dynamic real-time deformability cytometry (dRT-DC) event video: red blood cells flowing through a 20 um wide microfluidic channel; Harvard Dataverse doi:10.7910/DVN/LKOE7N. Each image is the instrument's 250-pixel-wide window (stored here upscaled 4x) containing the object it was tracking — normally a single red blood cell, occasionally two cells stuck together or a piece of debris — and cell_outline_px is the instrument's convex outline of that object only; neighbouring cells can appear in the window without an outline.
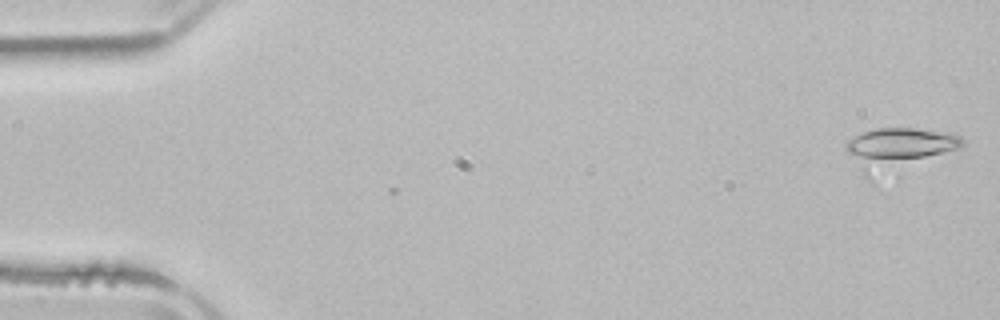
{"species": "common noctule bat (a hibernating species)", "species_latin": "Nyctalus noctula", "temperature_condition": "room temperature", "stored_images_in_passage": 7, "camera_frame_rate_fps": 3000, "um_per_image_px": 0.085, "animal": {"sex": "male", "body_mass_g": 21.5, "forearm_length_mm": 52.0}, "frame": {"image": 1, "passage_image": 1, "time_ms": 0.0, "image_size_px": [1000, 320], "cell_outline_px": [[964, 144], [960, 148], [876, 184], [868, 180], [864, 176], [844, 148], [844, 140], [864, 132], [876, 128], [916, 128], [952, 132], [960, 136], [964, 140]], "centroid_in_image_um": [76.34, 12.76], "position_along_channel_um": 8.7, "area_um2": 30.58}}
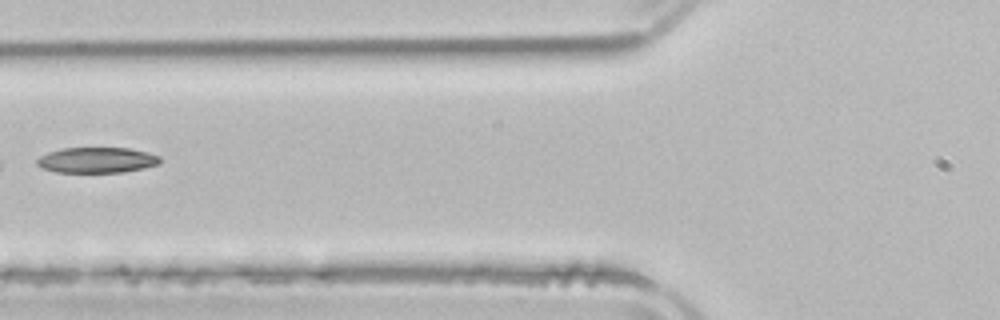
{"frame": {"image": 2, "passage_image": 6, "time_ms": 6.333, "image_size_px": [1000, 320], "cell_outline_px": [[160, 164], [144, 168], [124, 172], [56, 172], [44, 168], [36, 164], [36, 160], [40, 156], [48, 152], [64, 148], [128, 148], [148, 152], [160, 156]], "centroid_in_image_um": [8.26, 13.61], "position_along_channel_um": 117.5, "area_um2": 18.32}}
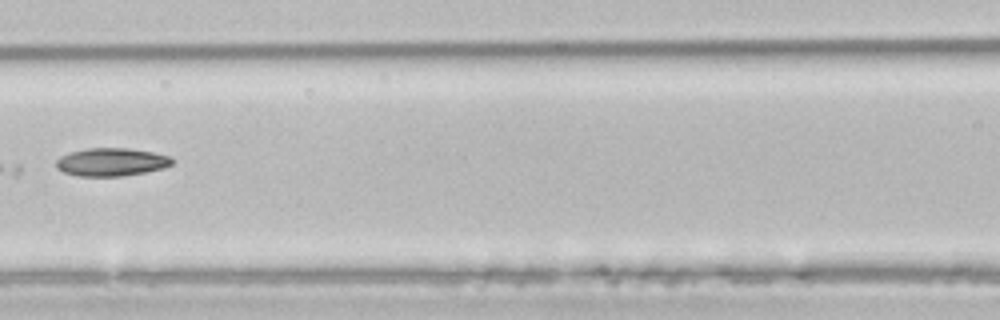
{"frame": {"image": 3, "passage_image": 7, "time_ms": 7.333, "image_size_px": [1000, 320], "cell_outline_px": [[172, 164], [164, 168], [144, 172], [120, 176], [80, 176], [64, 172], [56, 168], [56, 160], [60, 156], [68, 152], [88, 148], [128, 148], [152, 152], [168, 156], [172, 160]], "centroid_in_image_um": [9.42, 13.76], "position_along_channel_um": 157.2, "area_um2": 18.84}}